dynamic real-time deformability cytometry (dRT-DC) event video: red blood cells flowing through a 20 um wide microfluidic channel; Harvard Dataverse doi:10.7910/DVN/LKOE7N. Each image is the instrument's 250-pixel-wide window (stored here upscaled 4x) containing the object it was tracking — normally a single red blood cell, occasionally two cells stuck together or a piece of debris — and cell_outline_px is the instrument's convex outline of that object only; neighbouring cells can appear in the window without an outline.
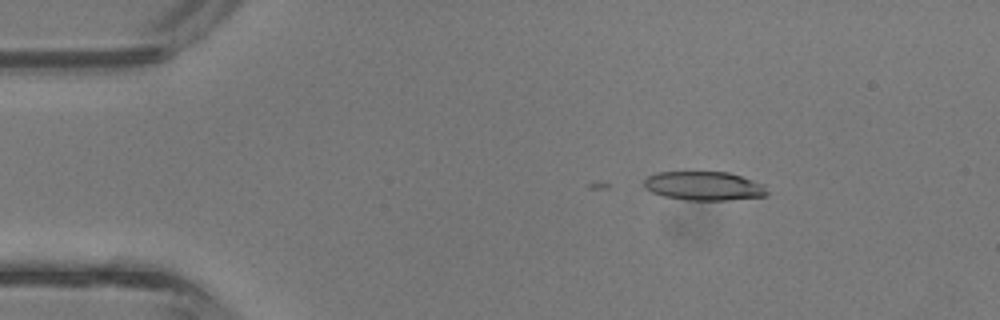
{"species": "common noctule bat (a hibernating species)", "species_latin": "Nyctalus noctula", "temperature_condition": "room temperature", "stored_images_in_passage": 2, "camera_frame_rate_fps": 3000, "um_per_image_px": 0.085, "animal": {"sex": "male", "body_mass_g": 13.3}, "frame": {"image": 1, "passage_image": 2, "time_ms": 0.333, "image_size_px": [1000, 320], "cell_outline_px": [[768, 192], [764, 196], [728, 200], [684, 200], [664, 196], [652, 192], [644, 188], [644, 180], [648, 176], [656, 172], [728, 172], [764, 184]], "centroid_in_image_um": [59.81, 15.8], "position_along_channel_um": 25.2, "area_um2": 20.69}}